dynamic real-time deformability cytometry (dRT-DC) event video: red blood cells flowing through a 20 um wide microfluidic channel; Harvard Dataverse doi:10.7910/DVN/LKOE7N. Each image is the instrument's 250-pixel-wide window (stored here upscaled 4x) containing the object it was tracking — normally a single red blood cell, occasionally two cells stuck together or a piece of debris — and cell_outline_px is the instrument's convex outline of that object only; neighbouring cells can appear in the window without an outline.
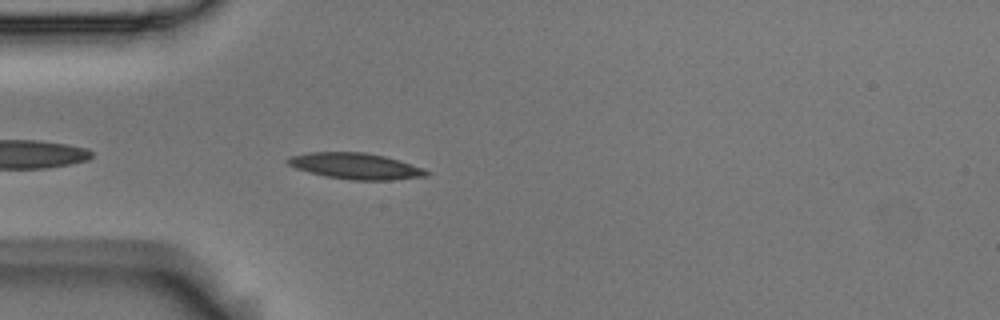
{"species": "Egyptian fruit bat (a non-hibernating species)", "species_latin": "Rousettus aegyptiacus", "temperature_condition": "room temperature", "stored_images_in_passage": 42, "camera_frame_rate_fps": 3000, "um_per_image_px": 0.085, "animal": {"sex": "male"}, "frame": {"image": 1, "passage_image": 3, "time_ms": 0.667, "image_size_px": [1000, 320], "cell_outline_px": [[432, 172], [428, 176], [392, 180], [352, 180], [324, 176], [308, 172], [296, 168], [288, 164], [284, 160], [288, 156], [308, 152], [364, 152], [384, 156], [400, 160], [424, 168]], "centroid_in_image_um": [30.23, 14.11], "position_along_channel_um": 54.8, "area_um2": 21.39}}
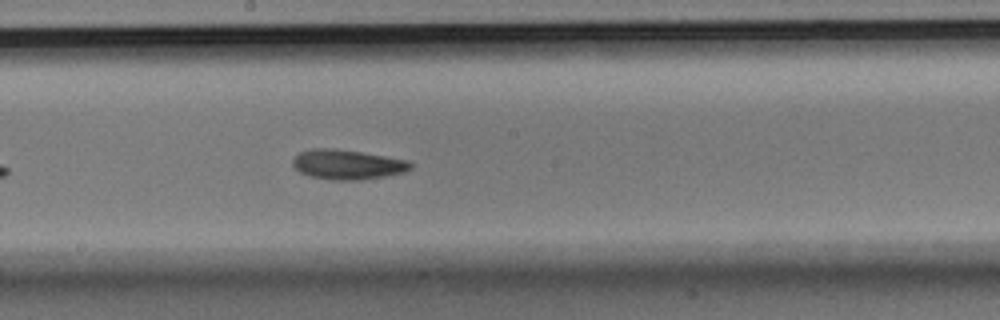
{"frame": {"image": 2, "passage_image": 17, "time_ms": 5.333, "image_size_px": [1000, 320], "cell_outline_px": [[412, 168], [404, 172], [384, 176], [360, 180], [332, 180], [308, 176], [300, 172], [292, 164], [292, 160], [300, 152], [312, 148], [332, 148], [360, 152], [408, 160], [412, 164]], "centroid_in_image_um": [29.51, 13.99], "position_along_channel_um": 218.7, "area_um2": 20.35}}
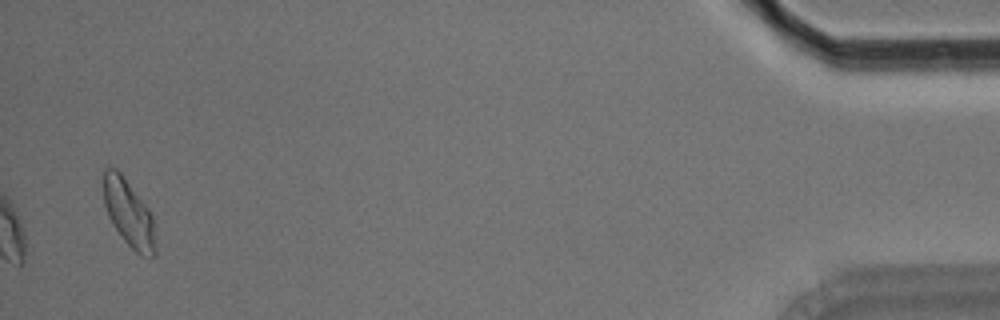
{"frame": {"image": 3, "passage_image": 41, "time_ms": 13.333, "image_size_px": [1000, 320], "cell_outline_px": [[156, 256], [140, 256], [124, 240], [108, 216], [104, 204], [104, 168], [116, 168], [120, 172], [148, 208], [156, 224]], "centroid_in_image_um": [10.99, 18.17], "position_along_channel_um": 424.2, "area_um2": 20.29}, "authors_computed_cell_mechanics": {"area_um2": 19.5364, "velocity_mm_per_s": 3.6259, "shape_relaxation_time_tau1_ms": 9.5591, "shape_relaxation_time_tau2_ms": null, "deformation_change_tau1": 0.1892, "deformation_change_tau2": null}}